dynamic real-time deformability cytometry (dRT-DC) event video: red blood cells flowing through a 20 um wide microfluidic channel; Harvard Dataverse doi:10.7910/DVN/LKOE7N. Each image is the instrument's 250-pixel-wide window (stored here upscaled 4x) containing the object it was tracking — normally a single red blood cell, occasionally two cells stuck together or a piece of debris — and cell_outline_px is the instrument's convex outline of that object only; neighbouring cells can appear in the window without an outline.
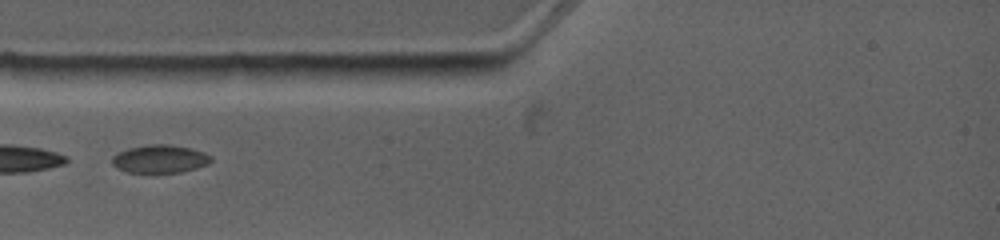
{"species": "common noctule bat (a hibernating species)", "species_latin": "Nyctalus noctula", "temperature_condition": "warm", "stored_images_in_passage": 4, "camera_frame_rate_fps": 4500, "um_per_image_px": 0.085, "animal": {"sex": "female", "body_mass_g": 19.0, "forearm_length_mm": 53.3}, "frame": {"image": 1, "passage_image": 2, "time_ms": 0.889, "image_size_px": [1000, 240], "cell_outline_px": [[212, 160], [208, 164], [196, 168], [180, 172], [128, 172], [116, 168], [112, 164], [112, 156], [128, 148], [148, 144], [168, 144], [192, 148], [204, 152], [212, 156]], "centroid_in_image_um": [13.6, 13.5], "position_along_channel_um": 71.4, "area_um2": 16.18}}